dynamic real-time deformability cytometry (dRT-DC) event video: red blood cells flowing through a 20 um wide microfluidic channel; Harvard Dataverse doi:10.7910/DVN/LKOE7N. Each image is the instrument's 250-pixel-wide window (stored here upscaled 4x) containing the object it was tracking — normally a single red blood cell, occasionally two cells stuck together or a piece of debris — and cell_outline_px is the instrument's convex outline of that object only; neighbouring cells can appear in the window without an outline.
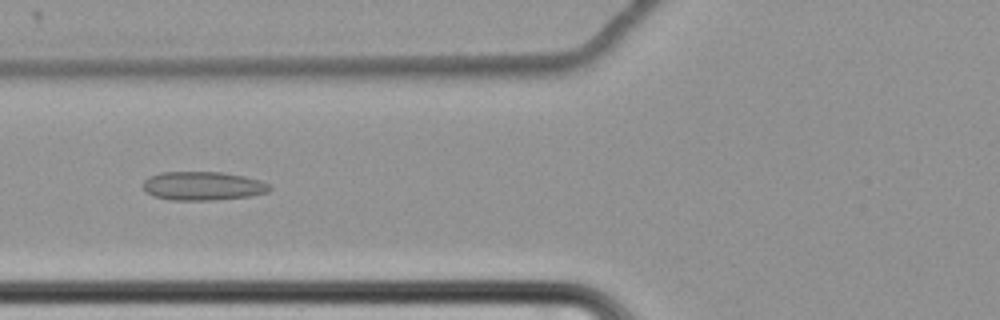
{"species": "common noctule bat (a hibernating species)", "species_latin": "Nyctalus noctula", "temperature_condition": "cold", "stored_images_in_passage": 64, "camera_frame_rate_fps": 3000, "um_per_image_px": 0.085, "animal": {"sex": "female", "body_mass_g": 22.7, "forearm_length_mm": 54.2}, "frame": {"image": 1, "passage_image": 28, "time_ms": 9.0, "image_size_px": [1000, 320], "cell_outline_px": [[272, 188], [268, 192], [252, 196], [212, 200], [172, 200], [152, 196], [144, 192], [144, 180], [148, 176], [160, 172], [224, 172], [244, 176], [260, 180], [268, 184]], "centroid_in_image_um": [17.23, 15.8], "position_along_channel_um": 108.6, "area_um2": 21.39}}
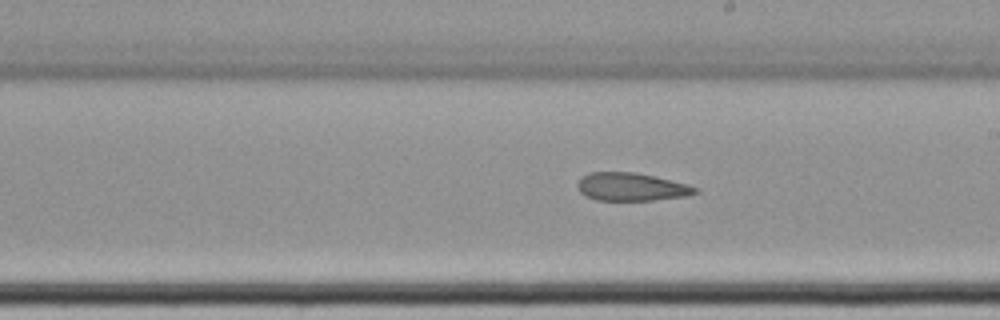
{"frame": {"image": 2, "passage_image": 39, "time_ms": 12.667, "image_size_px": [1000, 320], "cell_outline_px": [[700, 192], [688, 196], [652, 200], [596, 200], [584, 196], [576, 188], [576, 184], [580, 176], [588, 172], [636, 172], [688, 184], [700, 188]], "centroid_in_image_um": [53.64, 15.88], "position_along_channel_um": 235.4, "area_um2": 19.59}}
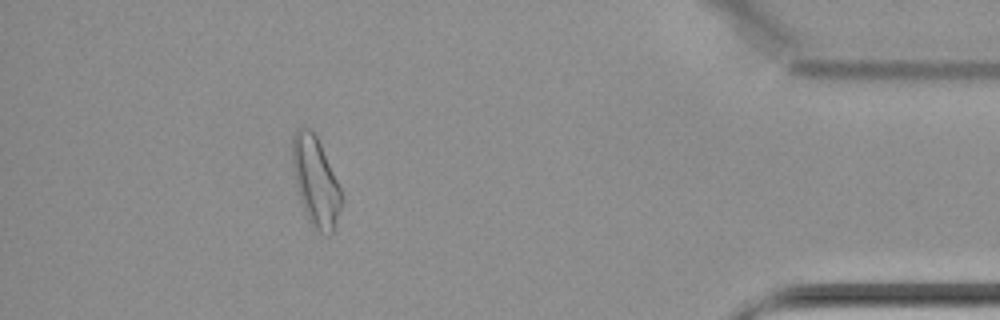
{"frame": {"image": 3, "passage_image": 58, "time_ms": 19.0, "image_size_px": [1000, 320], "cell_outline_px": [[344, 196], [332, 232], [328, 236], [324, 236], [316, 232], [312, 228], [308, 220], [300, 200], [296, 184], [292, 164], [292, 136], [296, 128], [308, 128], [316, 136], [320, 144]], "centroid_in_image_um": [26.82, 15.48], "position_along_channel_um": 408.4, "area_um2": 25.43}, "authors_computed_cell_mechanics": {"area_um2": 22.7443, "velocity_mm_per_s": 3.4594, "shape_relaxation_time_tau1_ms": null, "shape_relaxation_time_tau2_ms": 3.8201, "deformation_change_tau1": null, "deformation_change_tau2": 0.1005}}